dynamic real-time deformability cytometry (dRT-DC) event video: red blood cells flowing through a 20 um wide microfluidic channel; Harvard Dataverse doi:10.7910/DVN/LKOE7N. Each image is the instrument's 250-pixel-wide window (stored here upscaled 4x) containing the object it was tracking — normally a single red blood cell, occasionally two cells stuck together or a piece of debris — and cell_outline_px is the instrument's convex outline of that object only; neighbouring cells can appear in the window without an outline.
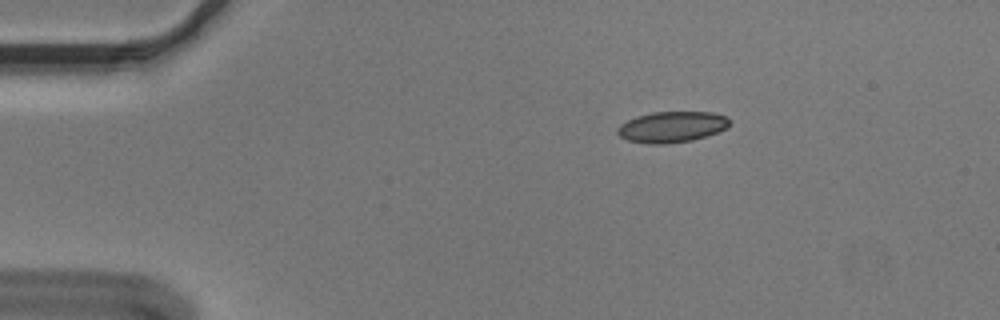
{"species": "Egyptian fruit bat (a non-hibernating species)", "species_latin": "Rousettus aegyptiacus", "temperature_condition": "cold", "stored_images_in_passage": 53, "camera_frame_rate_fps": 3000, "um_per_image_px": 0.085, "animal": {"sex": "male"}, "frame": {"image": 1, "passage_image": 8, "time_ms": 2.333, "image_size_px": [1000, 320], "cell_outline_px": [[732, 120], [724, 128], [716, 132], [692, 140], [664, 144], [648, 144], [628, 140], [620, 136], [616, 132], [616, 128], [620, 124], [636, 116], [652, 112], [712, 112], [724, 116]], "centroid_in_image_um": [57.05, 10.78], "position_along_channel_um": 27.9, "area_um2": 20.06}}
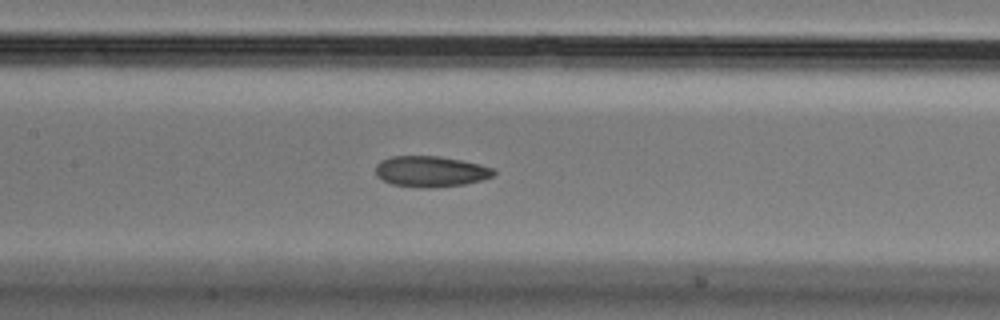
{"frame": {"image": 2, "passage_image": 24, "time_ms": 7.667, "image_size_px": [1000, 320], "cell_outline_px": [[496, 172], [492, 176], [480, 180], [464, 184], [428, 188], [420, 188], [392, 184], [376, 176], [376, 164], [380, 160], [392, 156], [440, 156], [480, 164], [492, 168]], "centroid_in_image_um": [36.57, 14.57], "position_along_channel_um": 170.8, "area_um2": 21.15}}
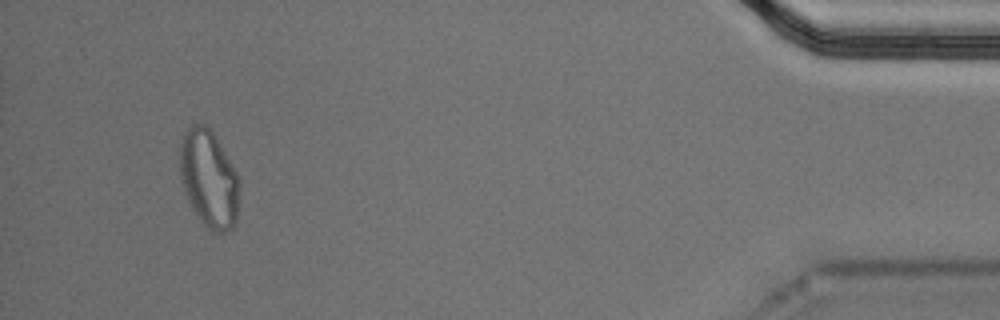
{"frame": {"image": 3, "passage_image": 50, "time_ms": 16.333, "image_size_px": [1000, 320], "cell_outline_px": [[240, 184], [236, 220], [232, 228], [224, 232], [212, 232], [200, 220], [192, 208], [188, 200], [180, 180], [180, 144], [184, 132], [192, 124], [204, 124], [212, 132], [232, 164], [240, 180]], "centroid_in_image_um": [17.75, 15.21], "position_along_channel_um": 417.4, "area_um2": 33.7}, "authors_computed_cell_mechanics": {"area_um2": 21.5594, "velocity_mm_per_s": 3.6222, "shape_relaxation_time_tau1_ms": null, "shape_relaxation_time_tau2_ms": 3.287, "deformation_change_tau1": null, "deformation_change_tau2": 0.0937}}